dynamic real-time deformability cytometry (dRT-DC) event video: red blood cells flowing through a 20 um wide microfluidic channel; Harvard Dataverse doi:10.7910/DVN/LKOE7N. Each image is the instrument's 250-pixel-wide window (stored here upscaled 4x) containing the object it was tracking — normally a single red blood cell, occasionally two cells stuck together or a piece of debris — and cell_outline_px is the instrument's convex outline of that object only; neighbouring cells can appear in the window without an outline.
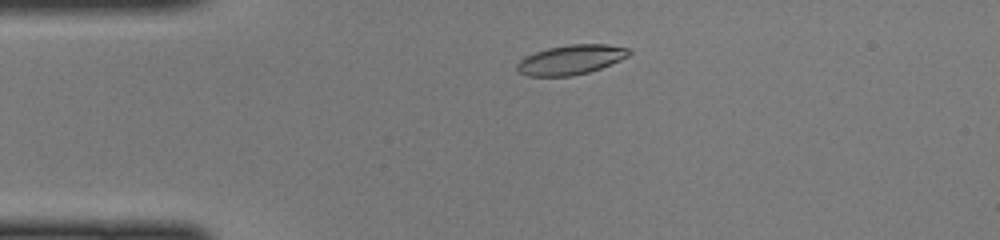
{"species": "common noctule bat (a hibernating species)", "species_latin": "Nyctalus noctula", "temperature_condition": "cold", "stored_images_in_passage": 38, "camera_frame_rate_fps": 3000, "um_per_image_px": 0.085, "animal": {"sex": "female", "body_mass_g": 22.0, "forearm_length_mm": 56.7}, "frame": {"image": 1, "passage_image": 1, "time_ms": 0.0, "image_size_px": [1000, 240], "cell_outline_px": [[632, 52], [628, 56], [620, 60], [600, 68], [588, 72], [572, 76], [528, 76], [520, 72], [516, 68], [516, 64], [524, 56], [548, 48], [568, 44], [604, 44], [628, 48]], "centroid_in_image_um": [48.51, 5.07], "position_along_channel_um": 36.5, "area_um2": 19.25}}
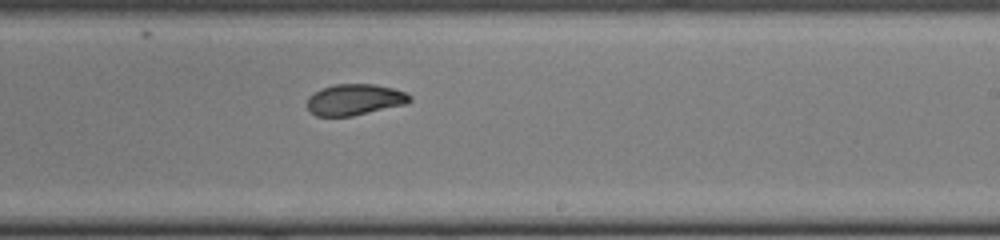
{"frame": {"image": 2, "passage_image": 19, "time_ms": 6.0, "image_size_px": [1000, 240], "cell_outline_px": [[412, 100], [408, 104], [352, 116], [316, 116], [308, 108], [308, 96], [320, 88], [332, 84], [376, 84], [392, 88], [404, 92], [412, 96]], "centroid_in_image_um": [30.17, 8.46], "position_along_channel_um": 258.8, "area_um2": 18.79}}
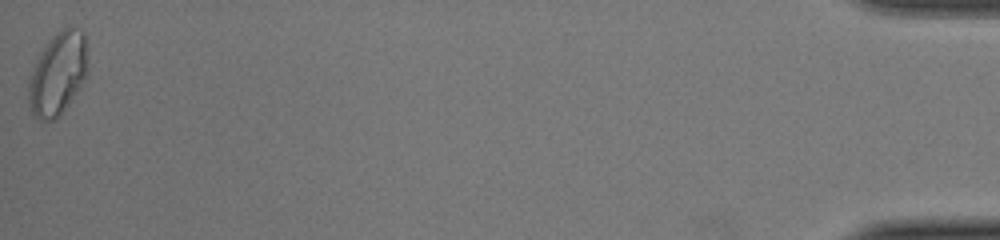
{"frame": {"image": 3, "passage_image": 38, "time_ms": 12.333, "image_size_px": [1000, 240], "cell_outline_px": [[84, 80], [80, 88], [56, 120], [40, 120], [28, 108], [28, 76], [40, 52], [48, 40], [56, 32], [72, 24], [80, 28], [84, 32]], "centroid_in_image_um": [4.85, 6.26], "position_along_channel_um": 430.4, "area_um2": 28.32}}